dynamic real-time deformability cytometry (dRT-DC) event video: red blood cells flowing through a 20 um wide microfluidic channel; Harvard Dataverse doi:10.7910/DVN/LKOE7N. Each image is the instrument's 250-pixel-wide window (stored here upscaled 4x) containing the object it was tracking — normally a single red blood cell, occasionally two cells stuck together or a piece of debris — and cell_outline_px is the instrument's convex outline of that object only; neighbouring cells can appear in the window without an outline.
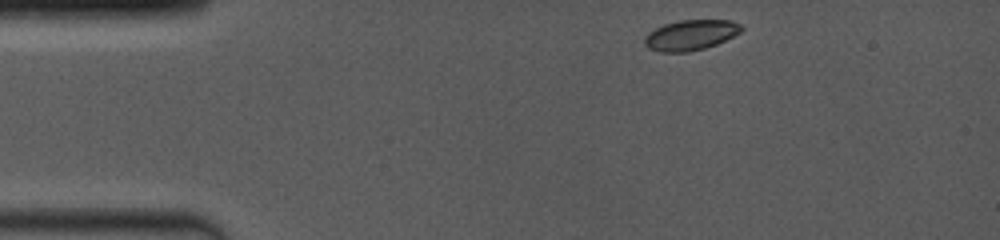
{"species": "common noctule bat (a hibernating species)", "species_latin": "Nyctalus noctula", "temperature_condition": "room temperature", "stored_images_in_passage": 57, "camera_frame_rate_fps": 4000, "um_per_image_px": 0.085, "animal": {"sex": "female", "body_mass_g": 19.0, "forearm_length_mm": 53.3}, "frame": {"image": 1, "passage_image": 1, "time_ms": 0.0, "image_size_px": [1000, 240], "cell_outline_px": [[744, 28], [740, 32], [716, 44], [704, 48], [688, 52], [660, 52], [648, 48], [644, 44], [644, 36], [648, 32], [664, 24], [680, 20], [728, 20], [740, 24]], "centroid_in_image_um": [58.66, 2.98], "position_along_channel_um": 26.3, "area_um2": 17.05}}
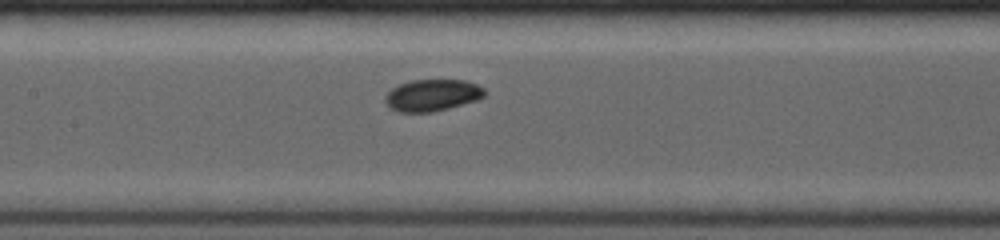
{"frame": {"image": 2, "passage_image": 23, "time_ms": 5.25, "image_size_px": [1000, 240], "cell_outline_px": [[488, 92], [484, 96], [476, 100], [448, 108], [432, 112], [400, 112], [388, 108], [384, 100], [384, 96], [392, 88], [400, 84], [412, 80], [464, 80], [476, 84], [484, 88]], "centroid_in_image_um": [36.72, 8.09], "position_along_channel_um": 170.7, "area_um2": 18.44}}
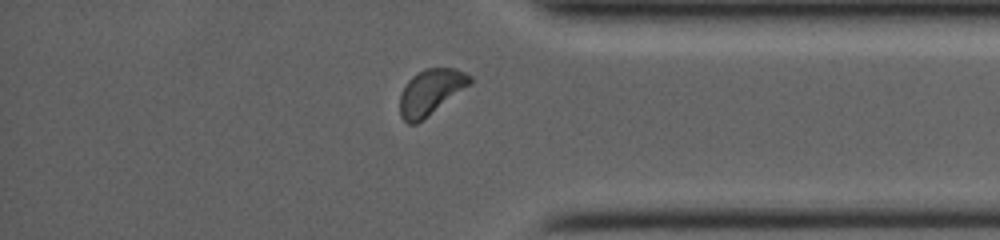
{"frame": {"image": 3, "passage_image": 47, "time_ms": 11.0, "image_size_px": [1000, 240], "cell_outline_px": [[472, 84], [416, 124], [408, 124], [400, 116], [400, 92], [408, 80], [412, 76], [428, 68], [456, 68], [472, 76]], "centroid_in_image_um": [36.62, 7.82], "position_along_channel_um": 398.6, "area_um2": 18.55}, "authors_computed_cell_mechanics": {"area_um2": 18.3226, "velocity_mm_per_s": 4.0063, "shape_relaxation_time_tau1_ms": 2.3362, "shape_relaxation_time_tau2_ms": null, "deformation_change_tau1": 0.064, "deformation_change_tau2": null}}